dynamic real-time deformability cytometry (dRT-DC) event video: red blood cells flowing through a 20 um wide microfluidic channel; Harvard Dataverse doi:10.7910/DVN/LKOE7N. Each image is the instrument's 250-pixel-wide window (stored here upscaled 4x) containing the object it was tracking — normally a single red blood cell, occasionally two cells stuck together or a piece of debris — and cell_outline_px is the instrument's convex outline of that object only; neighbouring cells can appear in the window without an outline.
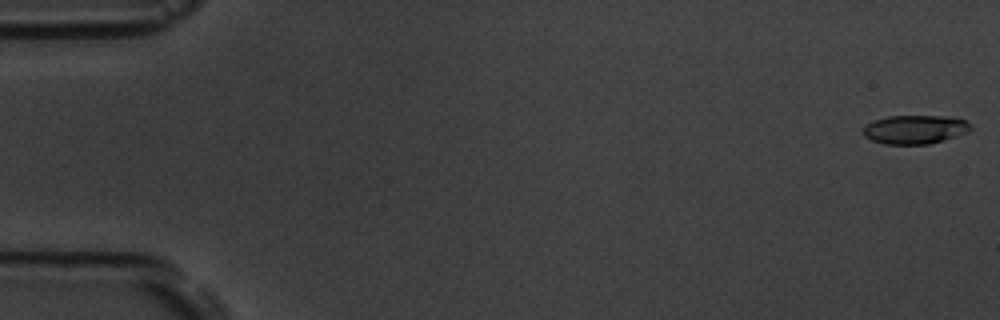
{"species": "common noctule bat (a hibernating species)", "species_latin": "Nyctalus noctula", "temperature_condition": "room temperature", "stored_images_in_passage": 56, "camera_frame_rate_fps": 3000, "um_per_image_px": 0.085, "animal": {"sex": "male", "body_mass_g": 19.5, "forearm_length_mm": 54.6}, "frame": {"image": 1, "passage_image": 1, "time_ms": 0.0, "image_size_px": [1000, 320], "cell_outline_px": [[972, 128], [968, 132], [928, 144], [884, 144], [872, 140], [864, 136], [864, 128], [868, 124], [876, 120], [888, 116], [944, 116], [964, 120]], "centroid_in_image_um": [77.76, 11.0], "position_along_channel_um": 7.2, "area_um2": 17.63}}
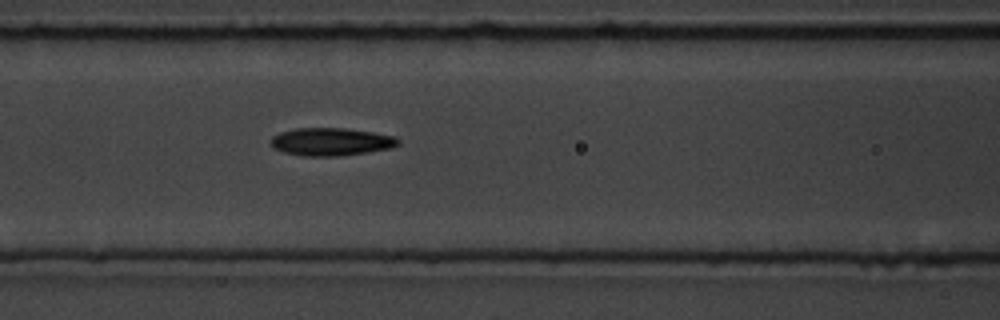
{"frame": {"image": 2, "passage_image": 24, "time_ms": 7.667, "image_size_px": [1000, 320], "cell_outline_px": [[400, 144], [388, 148], [368, 152], [340, 156], [300, 156], [284, 152], [272, 148], [268, 144], [272, 136], [280, 132], [296, 128], [344, 128], [372, 132], [396, 136], [400, 140]], "centroid_in_image_um": [28.09, 12.05], "position_along_channel_um": 138.5, "area_um2": 20.87}}
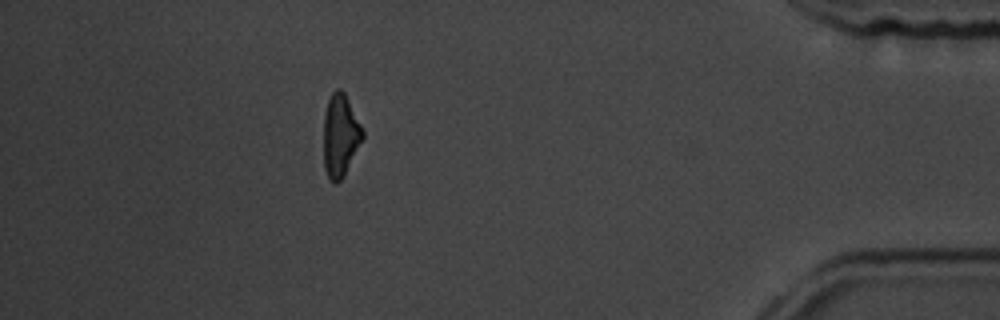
{"frame": {"image": 3, "passage_image": 50, "time_ms": 16.333, "image_size_px": [1000, 320], "cell_outline_px": [[364, 136], [344, 176], [336, 184], [332, 184], [328, 180], [324, 168], [324, 116], [328, 100], [332, 92], [336, 88], [340, 88], [344, 92], [364, 132]], "centroid_in_image_um": [28.91, 11.56], "position_along_channel_um": 406.3, "area_um2": 18.73}, "authors_computed_cell_mechanics": {"area_um2": 19.1896, "velocity_mm_per_s": 3.6718, "shape_relaxation_time_tau1_ms": 4.4496, "shape_relaxation_time_tau2_ms": 5.3548, "deformation_change_tau1": 0.153, "deformation_change_tau2": 0.1546}}